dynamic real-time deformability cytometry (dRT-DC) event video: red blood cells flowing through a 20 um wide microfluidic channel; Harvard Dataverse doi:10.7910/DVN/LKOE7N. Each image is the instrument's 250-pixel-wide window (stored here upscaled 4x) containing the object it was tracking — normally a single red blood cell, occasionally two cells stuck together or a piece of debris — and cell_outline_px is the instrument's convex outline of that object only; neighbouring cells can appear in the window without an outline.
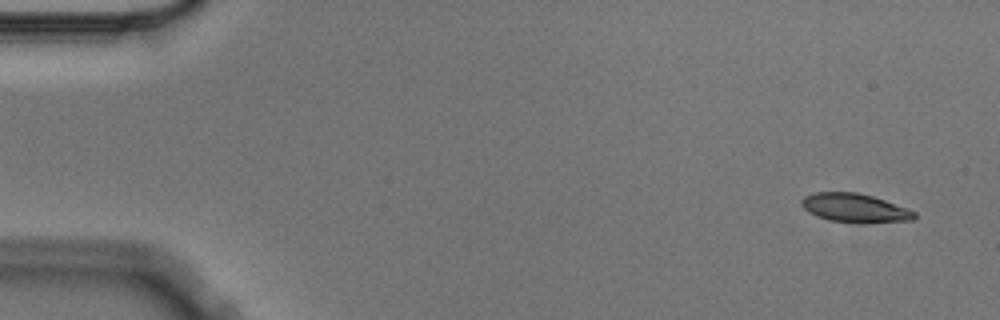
{"species": "Egyptian fruit bat (a non-hibernating species)", "species_latin": "Rousettus aegyptiacus", "temperature_condition": "cold", "stored_images_in_passage": 9, "camera_frame_rate_fps": 3000, "um_per_image_px": 0.085, "animal": {"sex": "male"}, "frame": {"image": 1, "passage_image": 1, "time_ms": 0.0, "image_size_px": [1000, 320], "cell_outline_px": [[916, 216], [912, 220], [868, 224], [828, 220], [816, 216], [808, 212], [800, 204], [800, 200], [804, 196], [816, 192], [856, 192], [872, 196], [908, 208], [916, 212]], "centroid_in_image_um": [72.66, 17.69], "position_along_channel_um": 12.3, "area_um2": 19.19}}
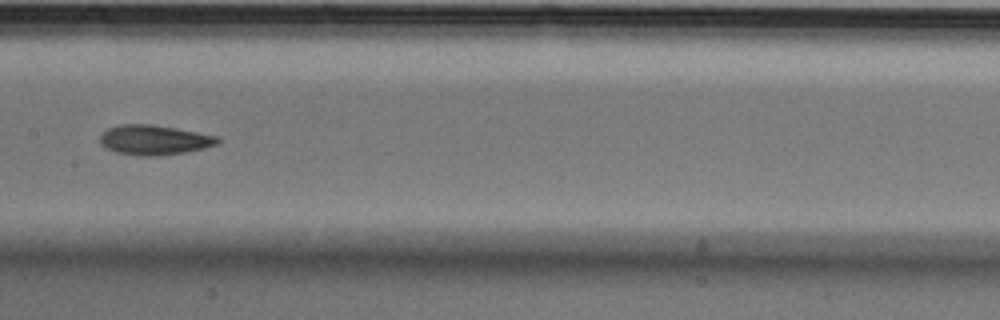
{"frame": {"image": 2, "passage_image": 8, "time_ms": 2.333, "image_size_px": [1000, 320], "cell_outline_px": [[220, 140], [216, 144], [204, 148], [184, 152], [160, 156], [140, 156], [116, 152], [100, 144], [100, 136], [108, 128], [120, 124], [152, 124], [176, 128], [216, 136]], "centroid_in_image_um": [13.08, 11.89], "position_along_channel_um": 194.3, "area_um2": 20.29}}
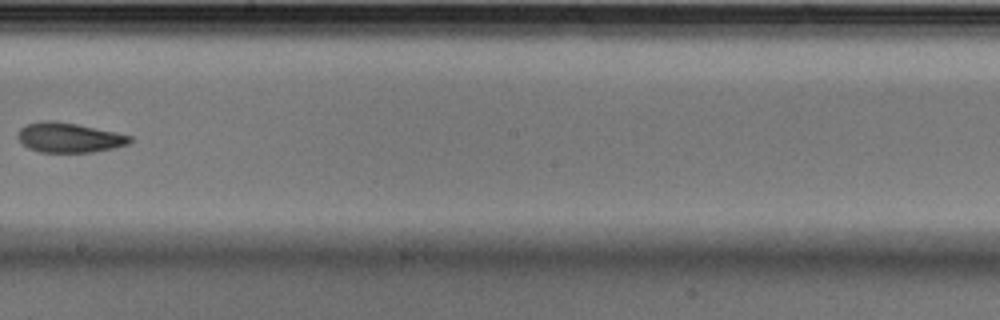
{"frame": {"image": 3, "passage_image": 9, "time_ms": 2.667, "image_size_px": [1000, 320], "cell_outline_px": [[132, 140], [128, 144], [116, 148], [92, 152], [40, 152], [28, 148], [16, 136], [20, 128], [28, 124], [40, 120], [52, 120], [76, 124], [116, 132], [132, 136]], "centroid_in_image_um": [5.88, 11.69], "position_along_channel_um": 242.3, "area_um2": 19.48}}